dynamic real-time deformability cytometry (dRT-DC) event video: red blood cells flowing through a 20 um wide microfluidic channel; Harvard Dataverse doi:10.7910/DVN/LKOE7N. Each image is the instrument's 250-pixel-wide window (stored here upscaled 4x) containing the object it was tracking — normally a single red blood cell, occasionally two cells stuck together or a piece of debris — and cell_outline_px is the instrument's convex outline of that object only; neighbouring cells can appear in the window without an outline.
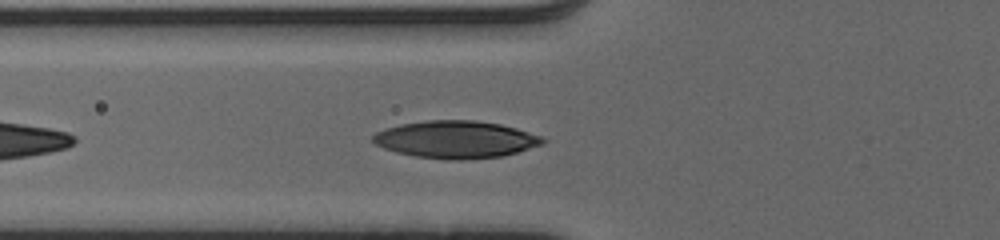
{"species": "human", "species_latin": "Homo sapiens", "temperature_condition": "cold", "stored_images_in_passage": 35, "camera_frame_rate_fps": 3000, "um_per_image_px": 0.085, "donor": {"sex": "male"}, "frame": {"image": 1, "passage_image": 5, "time_ms": 1.333, "image_size_px": [1000, 240], "cell_outline_px": [[548, 140], [544, 144], [504, 156], [464, 160], [444, 160], [416, 156], [396, 152], [384, 148], [376, 144], [372, 140], [372, 136], [376, 132], [400, 124], [428, 120], [476, 120], [500, 124], [516, 128], [540, 136]], "centroid_in_image_um": [38.77, 11.86], "position_along_channel_um": 87.0, "area_um2": 37.05}}
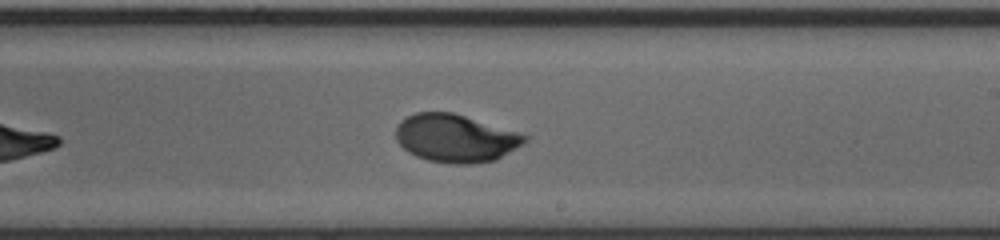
{"frame": {"image": 2, "passage_image": 17, "time_ms": 5.333, "image_size_px": [1000, 240], "cell_outline_px": [[528, 140], [524, 144], [496, 160], [472, 164], [452, 164], [428, 160], [416, 156], [408, 152], [396, 140], [396, 128], [400, 120], [416, 112], [452, 112], [516, 132], [528, 136]], "centroid_in_image_um": [38.71, 11.76], "position_along_channel_um": 250.3, "area_um2": 35.84}}
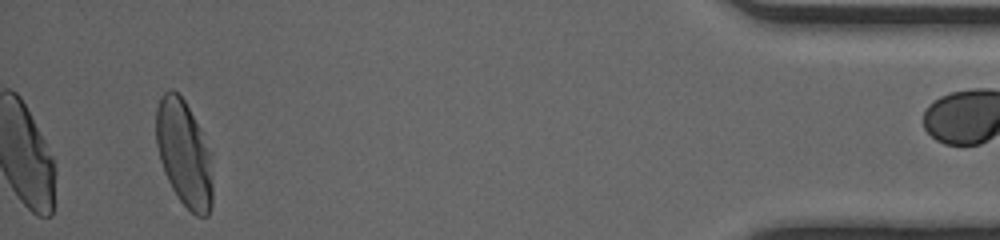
{"frame": {"image": 3, "passage_image": 34, "time_ms": 11.0, "image_size_px": [1000, 240], "cell_outline_px": [[212, 204], [208, 216], [196, 216], [180, 200], [172, 188], [164, 172], [160, 160], [156, 144], [156, 108], [160, 96], [168, 88], [172, 88], [184, 100], [200, 128], [208, 152], [212, 184]], "centroid_in_image_um": [15.61, 13.03], "position_along_channel_um": 419.6, "area_um2": 34.56}}